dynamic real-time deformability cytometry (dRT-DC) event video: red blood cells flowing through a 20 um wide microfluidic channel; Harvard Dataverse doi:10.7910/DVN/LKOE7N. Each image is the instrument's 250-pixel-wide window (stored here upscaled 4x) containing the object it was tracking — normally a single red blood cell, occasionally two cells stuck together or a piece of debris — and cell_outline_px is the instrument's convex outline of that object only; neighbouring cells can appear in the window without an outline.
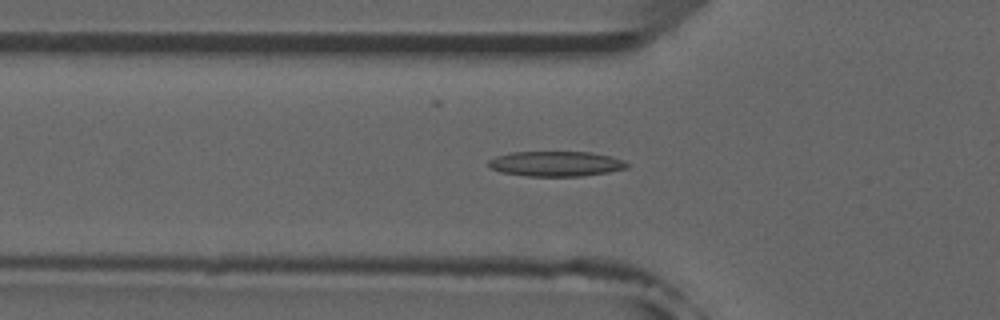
{"species": "common noctule bat (a hibernating species)", "species_latin": "Nyctalus noctula", "temperature_condition": "room temperature", "stored_images_in_passage": 50, "camera_frame_rate_fps": 3000, "um_per_image_px": 0.085, "animal": {"sex": "male", "forearm_length_mm": 52.5}, "frame": {"image": 1, "passage_image": 17, "time_ms": 5.333, "image_size_px": [1000, 320], "cell_outline_px": [[628, 168], [608, 172], [580, 176], [528, 176], [500, 172], [488, 168], [488, 160], [496, 156], [512, 152], [592, 152], [624, 160], [628, 164]], "centroid_in_image_um": [47.22, 13.92], "position_along_channel_um": 78.6, "area_um2": 20.29}}
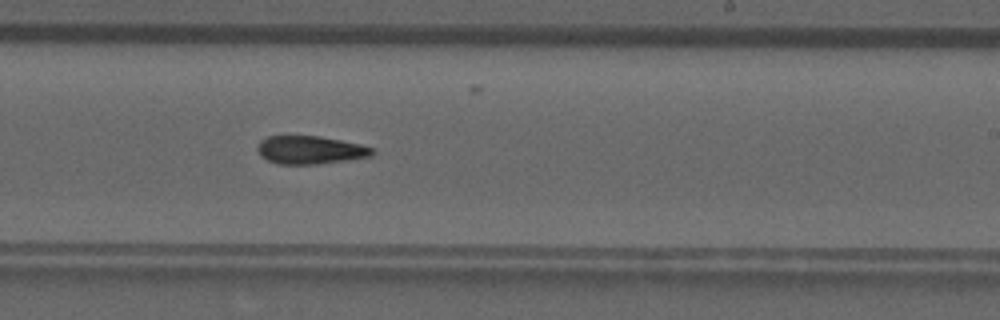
{"frame": {"image": 2, "passage_image": 31, "time_ms": 10.0, "image_size_px": [1000, 320], "cell_outline_px": [[376, 152], [372, 156], [348, 160], [316, 164], [280, 164], [268, 160], [260, 156], [256, 148], [260, 140], [268, 136], [320, 136], [360, 144], [372, 148]], "centroid_in_image_um": [26.36, 12.75], "position_along_channel_um": 262.6, "area_um2": 18.84}}
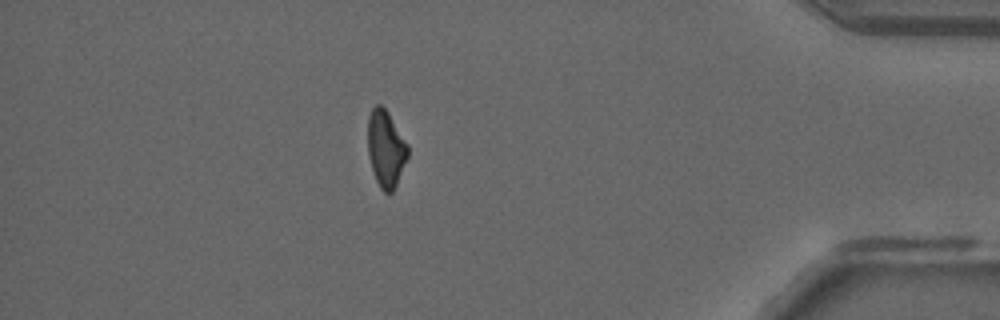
{"frame": {"image": 3, "passage_image": 45, "time_ms": 14.667, "image_size_px": [1000, 320], "cell_outline_px": [[408, 156], [396, 184], [392, 192], [384, 192], [380, 188], [376, 180], [368, 156], [368, 116], [372, 108], [376, 104], [380, 104], [388, 112], [408, 144]], "centroid_in_image_um": [32.79, 12.61], "position_along_channel_um": 402.4, "area_um2": 17.74}}